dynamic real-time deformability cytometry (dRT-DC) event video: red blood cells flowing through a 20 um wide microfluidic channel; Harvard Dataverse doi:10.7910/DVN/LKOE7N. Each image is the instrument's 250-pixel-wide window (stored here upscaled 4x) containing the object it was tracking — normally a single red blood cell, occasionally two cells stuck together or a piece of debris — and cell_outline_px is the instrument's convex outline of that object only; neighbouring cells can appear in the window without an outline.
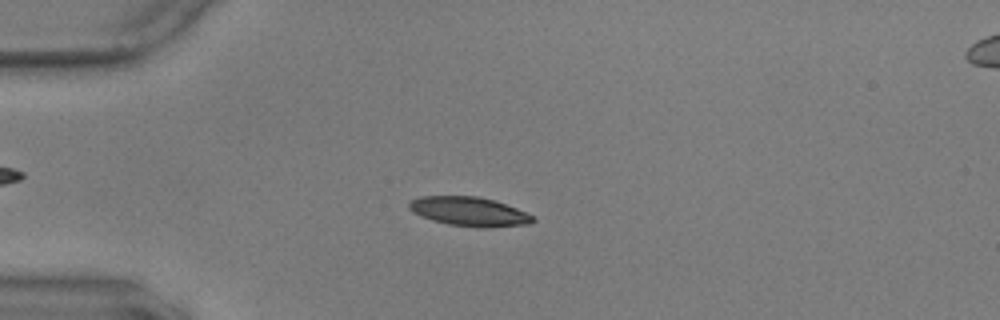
{"species": "common noctule bat (a hibernating species)", "species_latin": "Nyctalus noctula", "temperature_condition": "warm", "stored_images_in_passage": 57, "camera_frame_rate_fps": 3000, "um_per_image_px": 0.085, "animal": {"sex": "male", "body_mass_g": 17.9, "forearm_length_mm": 54.2}, "frame": {"image": 1, "passage_image": 15, "time_ms": 4.667, "image_size_px": [1000, 320], "cell_outline_px": [[536, 220], [528, 224], [488, 228], [480, 228], [448, 224], [432, 220], [412, 212], [408, 208], [408, 204], [412, 200], [420, 196], [480, 196], [516, 208], [532, 216]], "centroid_in_image_um": [39.86, 17.98], "position_along_channel_um": 45.1, "area_um2": 20.92}}
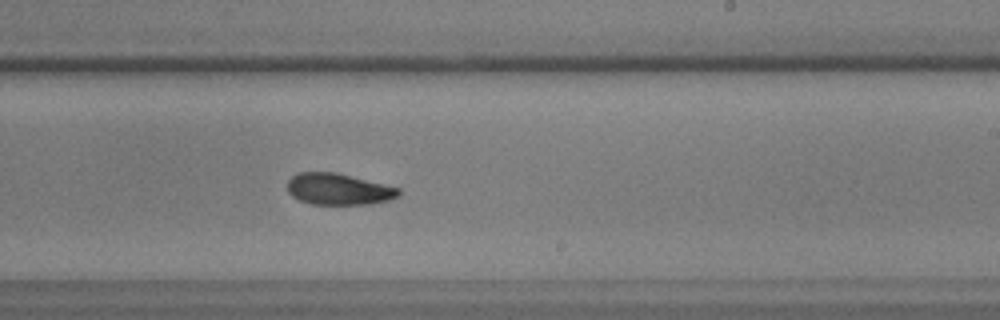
{"frame": {"image": 2, "passage_image": 35, "time_ms": 11.333, "image_size_px": [1000, 320], "cell_outline_px": [[400, 196], [392, 200], [368, 204], [312, 204], [300, 200], [292, 196], [288, 192], [288, 180], [296, 172], [336, 172], [400, 188]], "centroid_in_image_um": [28.79, 16.07], "position_along_channel_um": 260.2, "area_um2": 20.46}}
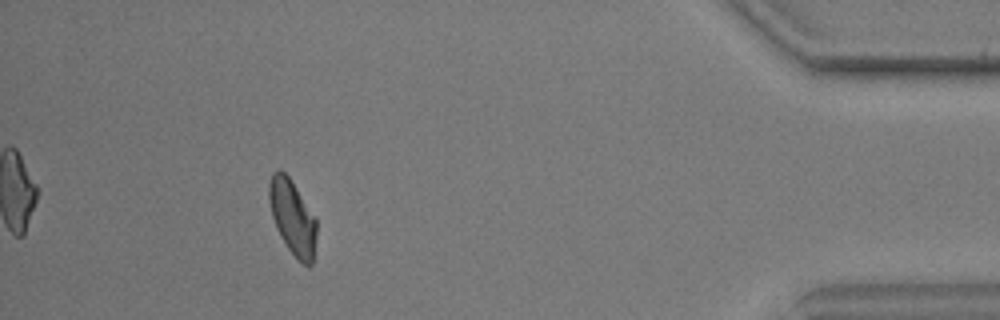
{"frame": {"image": 3, "passage_image": 52, "time_ms": 17.0, "image_size_px": [1000, 320], "cell_outline_px": [[316, 236], [312, 264], [308, 268], [296, 260], [280, 236], [276, 228], [272, 216], [268, 200], [268, 184], [272, 172], [280, 168], [288, 176], [316, 220]], "centroid_in_image_um": [24.83, 18.5], "position_along_channel_um": 410.4, "area_um2": 20.63}, "authors_computed_cell_mechanics": {"area_um2": 20.7502, "velocity_mm_per_s": 3.5534, "shape_relaxation_time_tau1_ms": 7.0859, "shape_relaxation_time_tau2_ms": 4.1027, "deformation_change_tau1": 0.1668, "deformation_change_tau2": 0.0997}}